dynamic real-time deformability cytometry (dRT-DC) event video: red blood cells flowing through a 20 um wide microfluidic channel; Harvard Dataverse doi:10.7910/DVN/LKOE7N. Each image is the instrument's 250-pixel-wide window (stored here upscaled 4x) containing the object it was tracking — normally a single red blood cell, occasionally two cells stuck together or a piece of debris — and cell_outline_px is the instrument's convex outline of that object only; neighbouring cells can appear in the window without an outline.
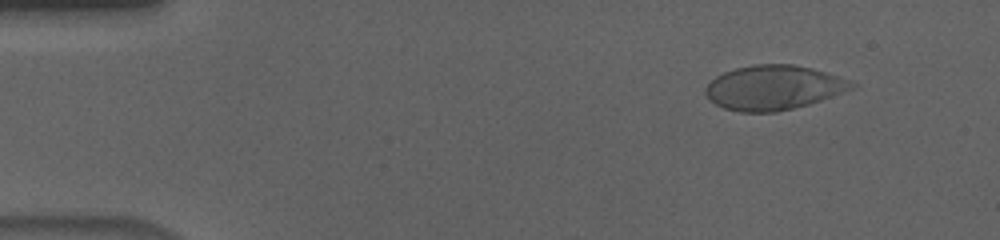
{"species": "human", "species_latin": "Homo sapiens", "temperature_condition": "cold", "stored_images_in_passage": 56, "camera_frame_rate_fps": 3000, "um_per_image_px": 0.085, "donor": {"sex": "male"}, "frame": {"image": 1, "passage_image": 6, "time_ms": 1.667, "image_size_px": [1000, 240], "cell_outline_px": [[856, 84], [852, 88], [832, 96], [808, 104], [776, 112], [740, 112], [724, 108], [708, 100], [704, 92], [704, 88], [716, 76], [724, 72], [736, 68], [756, 64], [792, 64], [812, 68], [848, 80]], "centroid_in_image_um": [65.68, 7.45], "position_along_channel_um": 19.3, "area_um2": 37.57}}
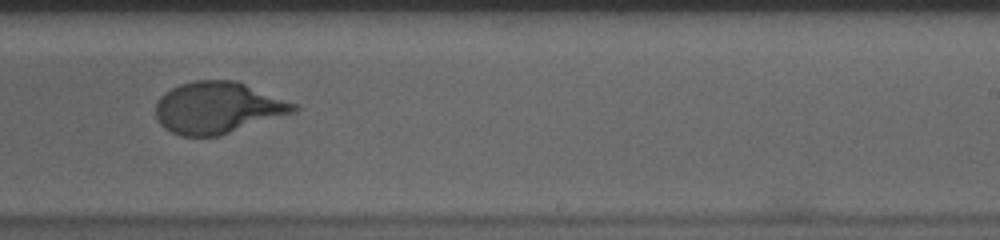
{"frame": {"image": 2, "passage_image": 35, "time_ms": 11.333, "image_size_px": [1000, 240], "cell_outline_px": [[300, 108], [296, 112], [220, 136], [180, 136], [164, 128], [160, 124], [156, 116], [156, 104], [160, 96], [164, 92], [180, 84], [196, 80], [236, 80], [296, 104]], "centroid_in_image_um": [18.51, 9.16], "position_along_channel_um": 270.5, "area_um2": 41.62}}
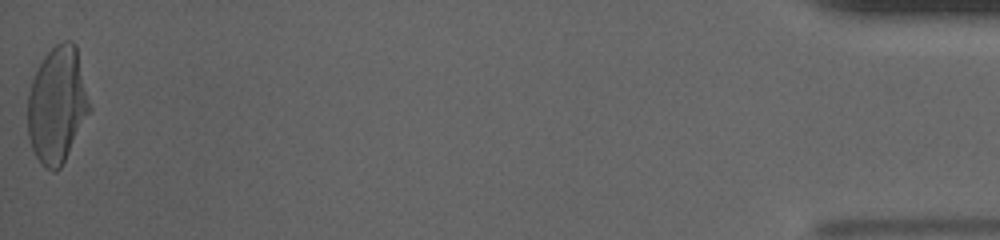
{"frame": {"image": 3, "passage_image": 56, "time_ms": 18.333, "image_size_px": [1000, 240], "cell_outline_px": [[92, 108], [60, 168], [56, 172], [52, 172], [44, 168], [40, 164], [32, 148], [28, 136], [28, 92], [32, 80], [44, 56], [56, 44], [64, 40], [72, 40], [76, 44]], "centroid_in_image_um": [4.87, 8.92], "position_along_channel_um": 430.3, "area_um2": 42.08}, "authors_computed_cell_mechanics": {"area_um2": 40.7779, "velocity_mm_per_s": 3.6315, "shape_relaxation_time_tau1_ms": 3.9435, "shape_relaxation_time_tau2_ms": null, "deformation_change_tau1": 0.1898, "deformation_change_tau2": null}}